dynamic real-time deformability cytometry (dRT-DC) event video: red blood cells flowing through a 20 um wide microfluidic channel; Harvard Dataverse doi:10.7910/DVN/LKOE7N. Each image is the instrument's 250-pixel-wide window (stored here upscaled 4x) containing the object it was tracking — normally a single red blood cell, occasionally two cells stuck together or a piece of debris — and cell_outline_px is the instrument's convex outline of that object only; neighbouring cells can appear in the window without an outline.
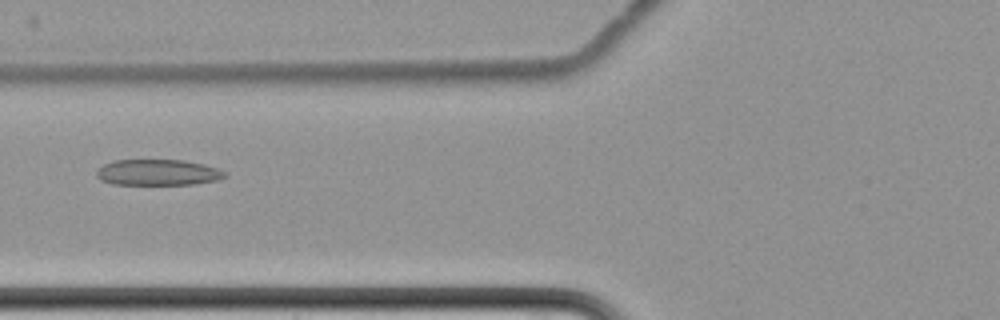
{"species": "common noctule bat (a hibernating species)", "species_latin": "Nyctalus noctula", "temperature_condition": "cold", "stored_images_in_passage": 8, "camera_frame_rate_fps": 3000, "um_per_image_px": 0.085, "animal": {"sex": "female", "body_mass_g": 22.7, "forearm_length_mm": 54.2}, "frame": {"image": 1, "passage_image": 7, "time_ms": 7.0, "image_size_px": [1000, 320], "cell_outline_px": [[228, 176], [220, 180], [196, 184], [112, 184], [100, 180], [96, 176], [96, 172], [104, 164], [112, 160], [184, 160], [204, 164], [228, 172]], "centroid_in_image_um": [13.46, 14.66], "position_along_channel_um": 112.3, "area_um2": 19.59}}
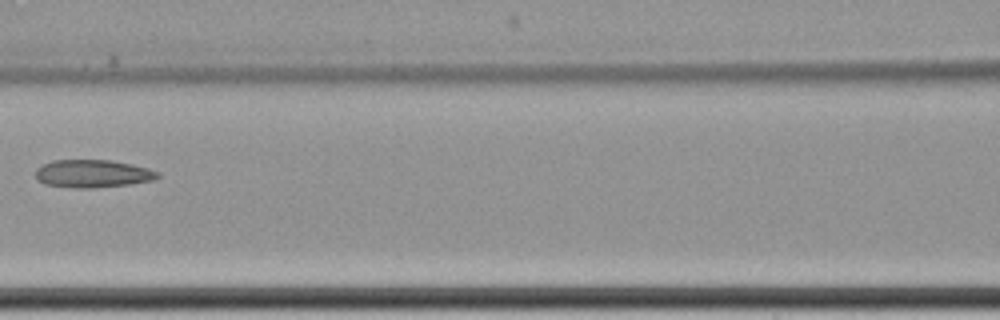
{"frame": {"image": 2, "passage_image": 8, "time_ms": 8.333, "image_size_px": [1000, 320], "cell_outline_px": [[160, 176], [156, 180], [128, 184], [92, 188], [76, 188], [44, 184], [36, 180], [36, 168], [52, 160], [112, 160], [132, 164], [148, 168], [160, 172]], "centroid_in_image_um": [7.89, 14.76], "position_along_channel_um": 158.7, "area_um2": 19.94}}